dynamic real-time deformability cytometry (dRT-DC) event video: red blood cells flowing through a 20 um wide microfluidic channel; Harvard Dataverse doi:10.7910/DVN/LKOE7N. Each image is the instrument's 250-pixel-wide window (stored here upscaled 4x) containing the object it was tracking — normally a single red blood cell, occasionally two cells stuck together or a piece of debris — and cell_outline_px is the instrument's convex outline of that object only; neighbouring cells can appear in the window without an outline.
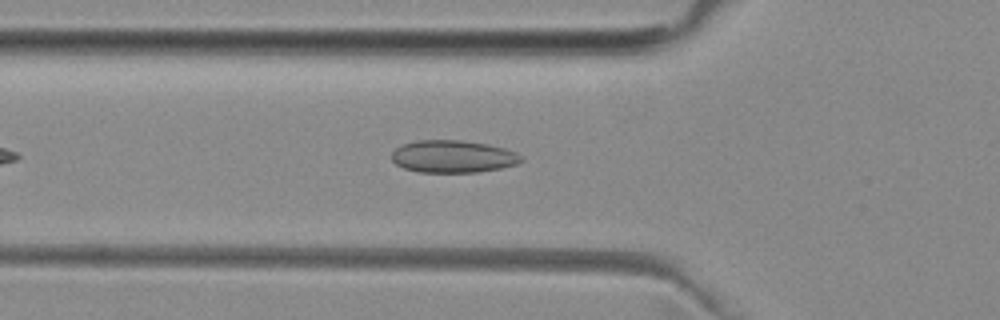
{"species": "common noctule bat (a hibernating species)", "species_latin": "Nyctalus noctula", "temperature_condition": "room temperature", "stored_images_in_passage": 43, "camera_frame_rate_fps": 3000, "um_per_image_px": 0.085, "animal": {"sex": "female", "body_mass_g": 29.2, "forearm_length_mm": 56.3}, "frame": {"image": 1, "passage_image": 9, "time_ms": 2.667, "image_size_px": [1000, 320], "cell_outline_px": [[524, 160], [516, 164], [500, 168], [480, 172], [416, 172], [404, 168], [396, 164], [392, 160], [392, 152], [400, 144], [416, 140], [464, 140], [488, 144], [504, 148], [516, 152], [524, 156]], "centroid_in_image_um": [38.51, 13.29], "position_along_channel_um": 87.3, "area_um2": 24.74}}
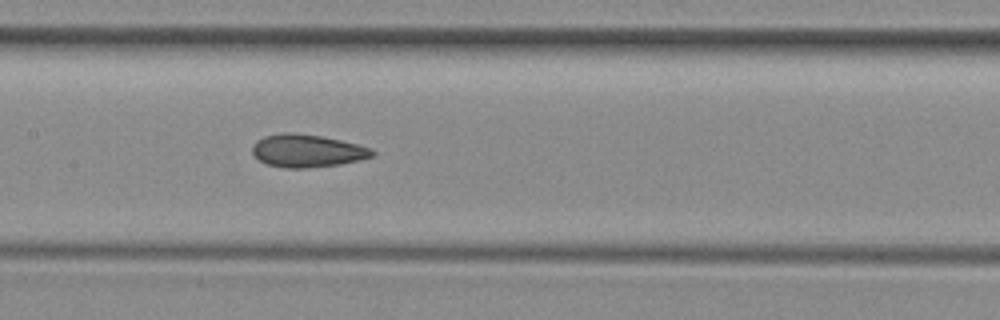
{"frame": {"image": 2, "passage_image": 16, "time_ms": 5.0, "image_size_px": [1000, 320], "cell_outline_px": [[376, 152], [372, 156], [360, 160], [340, 164], [308, 168], [284, 168], [268, 164], [260, 160], [252, 152], [252, 148], [256, 140], [264, 136], [280, 132], [296, 132], [320, 136], [340, 140], [372, 148]], "centroid_in_image_um": [26.1, 12.81], "position_along_channel_um": 181.3, "area_um2": 22.95}}
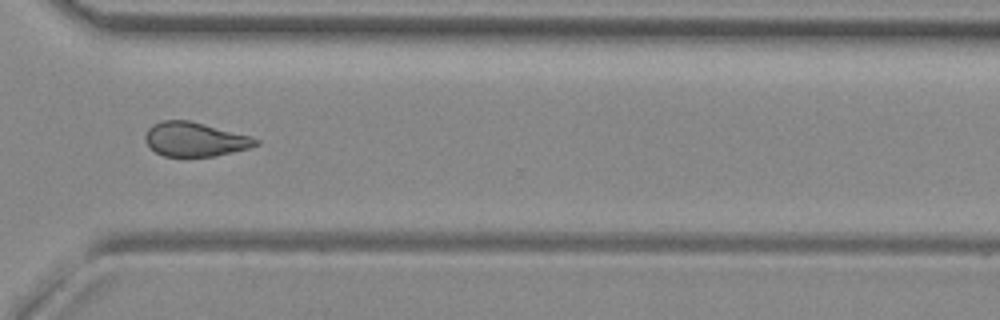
{"frame": {"image": 3, "passage_image": 29, "time_ms": 9.333, "image_size_px": [1000, 320], "cell_outline_px": [[260, 144], [248, 148], [216, 156], [164, 156], [156, 152], [148, 144], [144, 136], [148, 128], [152, 124], [164, 120], [188, 120], [252, 136], [260, 140]], "centroid_in_image_um": [16.59, 11.84], "position_along_channel_um": 354.0, "area_um2": 21.91}, "authors_computed_cell_mechanics": {"area_um2": 22.7154, "velocity_mm_per_s": 4.0034, "shape_relaxation_time_tau1_ms": null, "shape_relaxation_time_tau2_ms": 2.4039, "deformation_change_tau1": null, "deformation_change_tau2": 0.0838}}